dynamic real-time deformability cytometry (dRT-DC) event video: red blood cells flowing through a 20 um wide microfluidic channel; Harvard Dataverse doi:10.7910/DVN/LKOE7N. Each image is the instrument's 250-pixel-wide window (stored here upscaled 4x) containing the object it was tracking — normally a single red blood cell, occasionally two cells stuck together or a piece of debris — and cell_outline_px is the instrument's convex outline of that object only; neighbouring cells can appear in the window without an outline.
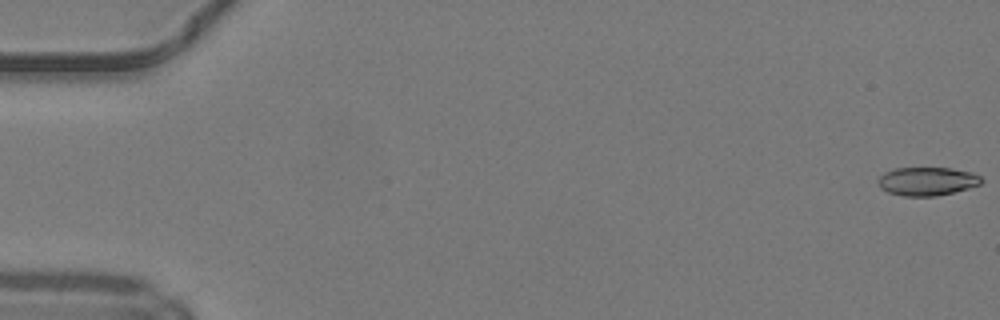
{"species": "common noctule bat (a hibernating species)", "species_latin": "Nyctalus noctula", "temperature_condition": "warm", "stored_images_in_passage": 50, "camera_frame_rate_fps": 3000, "um_per_image_px": 0.085, "animal": {"sex": "male", "body_mass_g": 19.2, "forearm_length_mm": 51.8}, "frame": {"image": 1, "passage_image": 1, "time_ms": 0.0, "image_size_px": [1000, 320], "cell_outline_px": [[984, 180], [980, 184], [968, 188], [936, 196], [904, 196], [888, 192], [880, 188], [876, 180], [884, 172], [896, 168], [952, 168], [972, 172], [980, 176]], "centroid_in_image_um": [78.79, 15.4], "position_along_channel_um": 6.2, "area_um2": 17.17}}
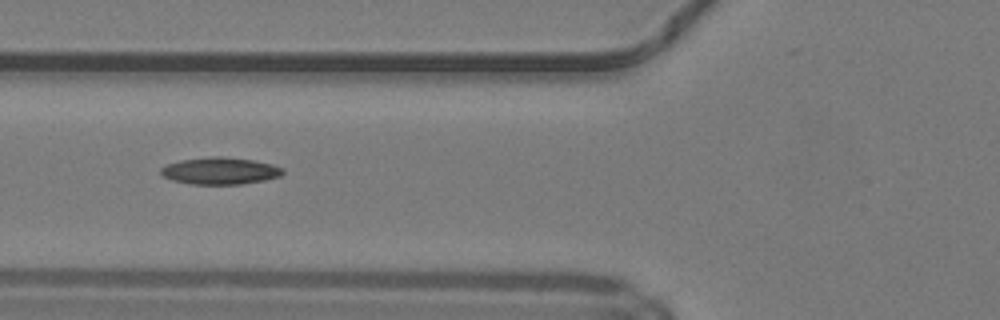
{"frame": {"image": 2, "passage_image": 20, "time_ms": 6.333, "image_size_px": [1000, 320], "cell_outline_px": [[284, 172], [280, 176], [264, 180], [244, 184], [188, 184], [172, 180], [164, 176], [160, 172], [160, 168], [168, 164], [180, 160], [212, 156], [220, 156], [252, 160], [272, 164], [284, 168]], "centroid_in_image_um": [18.71, 14.52], "position_along_channel_um": 107.1, "area_um2": 19.19}}
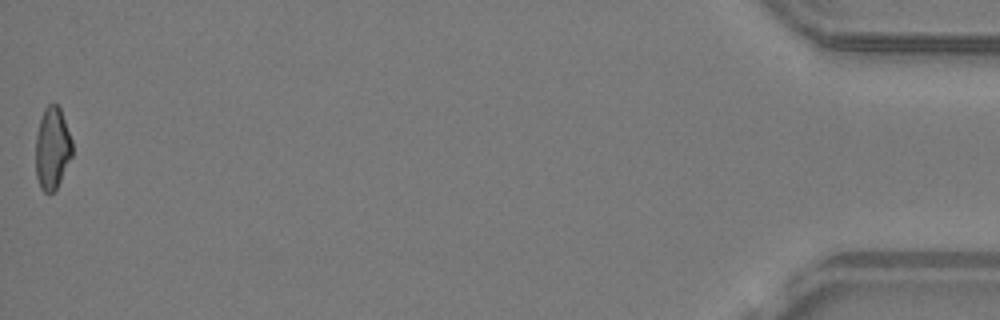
{"frame": {"image": 3, "passage_image": 50, "time_ms": 16.333, "image_size_px": [1000, 320], "cell_outline_px": [[72, 156], [56, 188], [52, 192], [44, 192], [40, 188], [36, 176], [36, 136], [40, 120], [44, 108], [48, 104], [56, 104], [60, 108], [72, 140]], "centroid_in_image_um": [4.44, 12.6], "position_along_channel_um": 430.8, "area_um2": 17.34}, "authors_computed_cell_mechanics": {"area_um2": 18.0047, "velocity_mm_per_s": 4.2276, "shape_relaxation_time_tau1_ms": null, "shape_relaxation_time_tau2_ms": 4.2219, "deformation_change_tau1": null, "deformation_change_tau2": 0.1216}}